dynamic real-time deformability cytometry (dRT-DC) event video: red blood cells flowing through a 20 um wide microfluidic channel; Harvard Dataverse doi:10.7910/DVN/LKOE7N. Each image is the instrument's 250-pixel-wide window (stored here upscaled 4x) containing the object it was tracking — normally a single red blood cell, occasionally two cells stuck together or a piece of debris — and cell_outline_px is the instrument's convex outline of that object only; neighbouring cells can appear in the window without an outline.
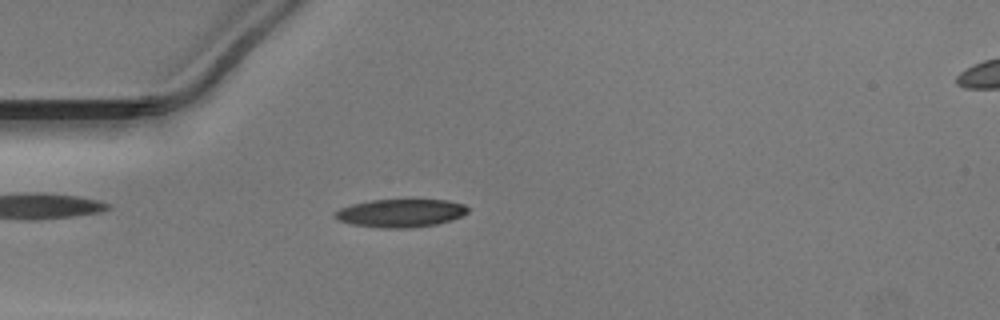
{"species": "Egyptian fruit bat (a non-hibernating species)", "species_latin": "Rousettus aegyptiacus", "temperature_condition": "warm", "stored_images_in_passage": 47, "camera_frame_rate_fps": 3000, "um_per_image_px": 0.085, "animal": {"sex": "male"}, "frame": {"image": 1, "passage_image": 11, "time_ms": 3.333, "image_size_px": [1000, 320], "cell_outline_px": [[468, 212], [452, 220], [436, 224], [412, 228], [380, 228], [352, 224], [336, 220], [332, 216], [332, 212], [340, 208], [352, 204], [372, 200], [404, 196], [448, 200], [464, 204], [468, 208]], "centroid_in_image_um": [34.04, 18.06], "position_along_channel_um": 51.0, "area_um2": 23.0}}
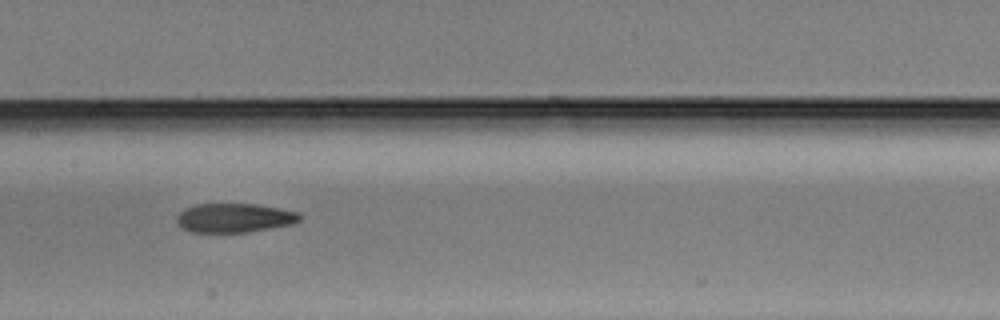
{"frame": {"image": 2, "passage_image": 22, "time_ms": 7.0, "image_size_px": [1000, 320], "cell_outline_px": [[300, 220], [292, 224], [248, 232], [188, 232], [176, 220], [176, 216], [184, 208], [196, 204], [256, 204], [280, 208], [300, 212]], "centroid_in_image_um": [19.92, 18.51], "position_along_channel_um": 187.5, "area_um2": 20.87}}
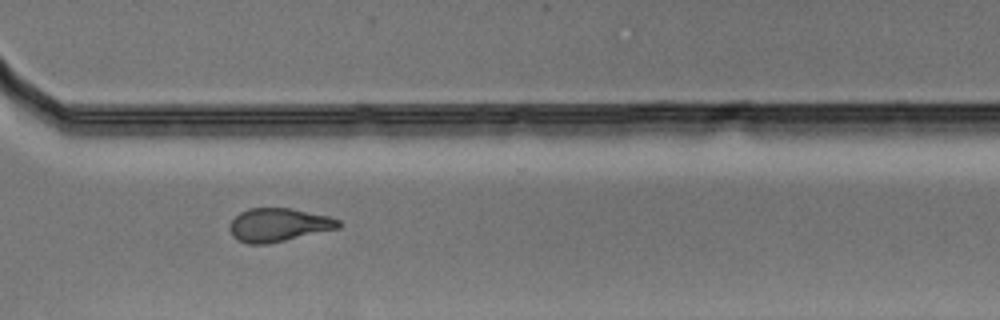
{"frame": {"image": 3, "passage_image": 34, "time_ms": 11.0, "image_size_px": [1000, 320], "cell_outline_px": [[344, 224], [340, 228], [268, 244], [248, 244], [232, 236], [228, 228], [228, 224], [240, 212], [248, 208], [292, 208], [328, 216], [340, 220]], "centroid_in_image_um": [23.69, 19.11], "position_along_channel_um": 346.9, "area_um2": 21.39}}